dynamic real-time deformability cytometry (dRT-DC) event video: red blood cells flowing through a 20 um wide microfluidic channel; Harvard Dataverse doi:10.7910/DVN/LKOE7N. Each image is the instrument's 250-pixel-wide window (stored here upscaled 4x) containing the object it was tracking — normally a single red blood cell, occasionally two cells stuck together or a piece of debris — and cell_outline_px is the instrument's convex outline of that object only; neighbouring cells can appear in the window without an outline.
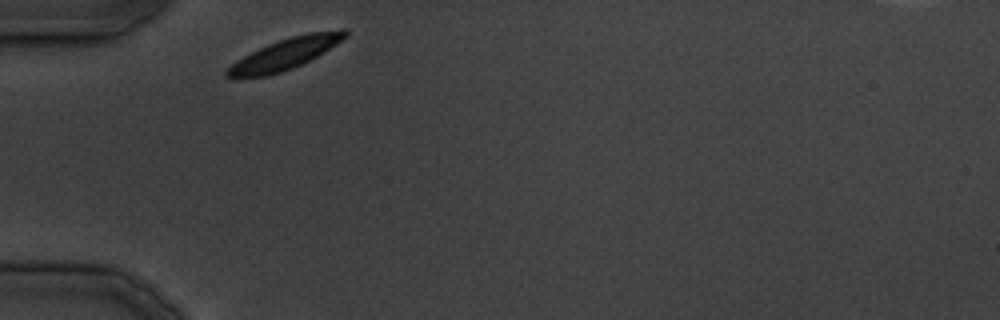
{"species": "common noctule bat (a hibernating species)", "species_latin": "Nyctalus noctula", "temperature_condition": "cold", "stored_images_in_passage": 21, "camera_frame_rate_fps": 3000, "um_per_image_px": 0.085, "animal": {"sex": "male", "body_mass_g": 19.5, "forearm_length_mm": 54.6}, "frame": {"image": 1, "passage_image": 1, "time_ms": 0.0, "image_size_px": [1000, 320], "cell_outline_px": [[348, 36], [324, 52], [292, 68], [268, 76], [236, 80], [224, 76], [224, 72], [232, 64], [244, 56], [268, 44], [292, 36], [308, 32], [340, 28], [344, 28], [348, 32]], "centroid_in_image_um": [24.21, 4.6], "position_along_channel_um": 60.8, "area_um2": 21.5}}
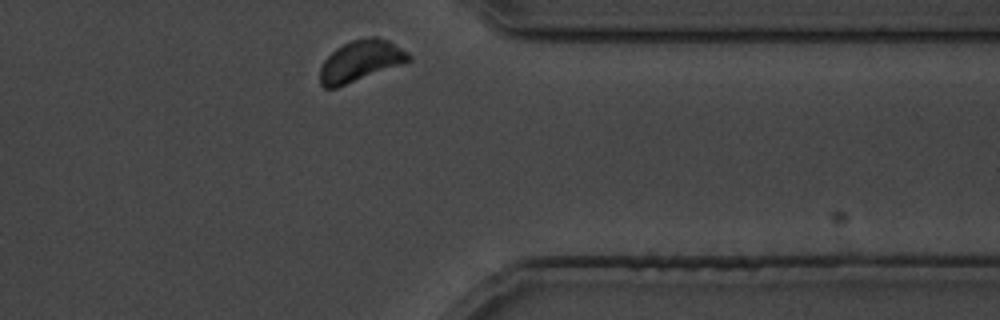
{"frame": {"image": 2, "passage_image": 21, "time_ms": 24.333, "image_size_px": [1000, 320], "cell_outline_px": [[412, 60], [336, 88], [324, 88], [320, 84], [320, 68], [324, 60], [336, 48], [352, 40], [372, 36], [376, 36], [388, 40], [408, 52], [412, 56]], "centroid_in_image_um": [30.65, 5.17], "position_along_channel_um": 380.8, "area_um2": 21.1}}